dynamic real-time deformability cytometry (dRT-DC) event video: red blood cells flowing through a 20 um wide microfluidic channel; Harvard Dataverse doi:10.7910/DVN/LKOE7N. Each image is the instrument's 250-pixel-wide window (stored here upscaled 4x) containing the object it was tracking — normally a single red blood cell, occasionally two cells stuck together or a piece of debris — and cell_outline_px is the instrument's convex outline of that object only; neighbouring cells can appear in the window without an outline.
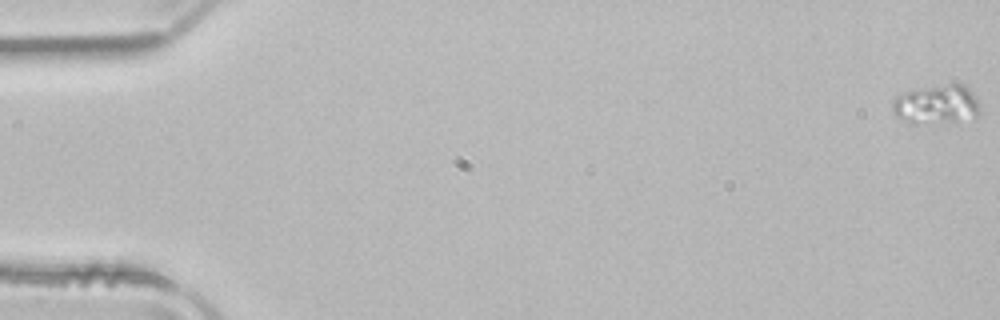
{"species": "common noctule bat (a hibernating species)", "species_latin": "Nyctalus noctula", "temperature_condition": "room temperature", "stored_images_in_passage": 11, "camera_frame_rate_fps": 3000, "um_per_image_px": 0.085, "animal": {"sex": "male", "body_mass_g": 21.5, "forearm_length_mm": 52.0}, "frame": {"image": 1, "passage_image": 1, "time_ms": 0.0, "image_size_px": [1000, 320], "cell_outline_px": [[980, 112], [976, 116], [956, 120], [916, 124], [908, 124], [896, 116], [892, 112], [892, 100], [896, 96], [904, 92], [920, 88], [952, 84], [960, 84], [968, 88], [976, 96], [980, 108]], "centroid_in_image_um": [79.55, 8.88], "position_along_channel_um": 5.5, "area_um2": 19.83}}